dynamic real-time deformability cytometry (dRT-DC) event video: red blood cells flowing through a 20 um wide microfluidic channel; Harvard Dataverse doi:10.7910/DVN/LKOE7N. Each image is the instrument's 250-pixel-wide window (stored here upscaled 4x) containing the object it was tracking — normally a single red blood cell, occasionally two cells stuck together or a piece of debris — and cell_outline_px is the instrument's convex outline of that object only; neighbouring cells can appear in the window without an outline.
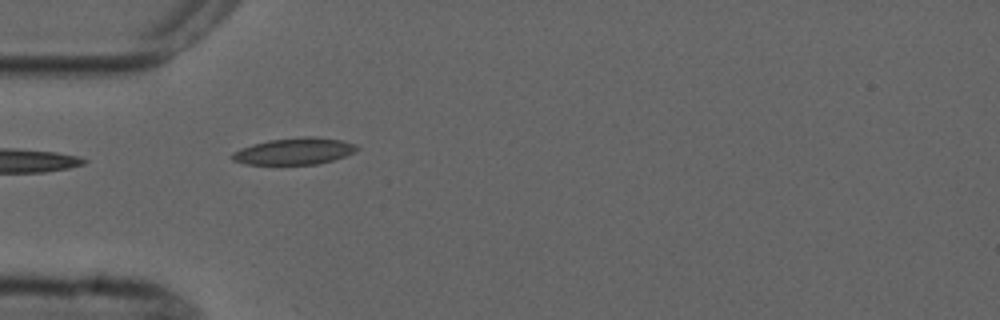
{"species": "common noctule bat (a hibernating species)", "species_latin": "Nyctalus noctula", "temperature_condition": "cold", "stored_images_in_passage": 6, "camera_frame_rate_fps": 3000, "um_per_image_px": 0.085, "animal": {"sex": "male", "forearm_length_mm": 52.5}, "frame": {"image": 1, "passage_image": 5, "time_ms": 4.667, "image_size_px": [1000, 320], "cell_outline_px": [[360, 148], [344, 156], [332, 160], [316, 164], [244, 164], [232, 160], [228, 156], [232, 152], [240, 148], [252, 144], [268, 140], [304, 136], [316, 136], [340, 140], [356, 144]], "centroid_in_image_um": [24.96, 12.84], "position_along_channel_um": 60.0, "area_um2": 19.48}}
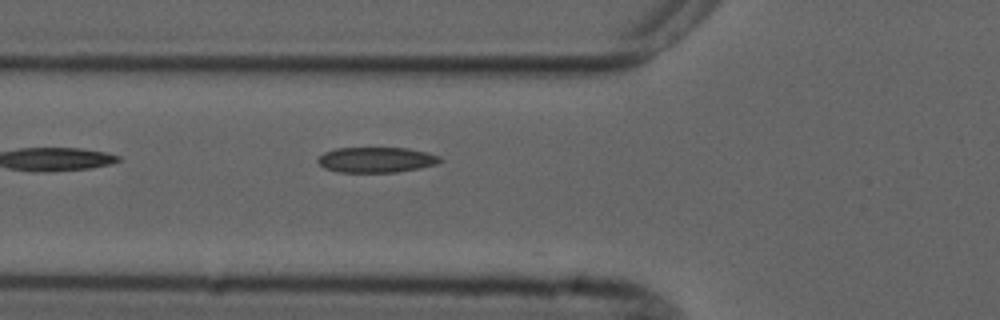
{"frame": {"image": 2, "passage_image": 6, "time_ms": 5.667, "image_size_px": [1000, 320], "cell_outline_px": [[444, 160], [436, 164], [420, 168], [396, 172], [340, 172], [324, 168], [316, 160], [324, 152], [336, 148], [408, 148], [428, 152], [440, 156]], "centroid_in_image_um": [32.01, 13.58], "position_along_channel_um": 93.8, "area_um2": 18.15}}